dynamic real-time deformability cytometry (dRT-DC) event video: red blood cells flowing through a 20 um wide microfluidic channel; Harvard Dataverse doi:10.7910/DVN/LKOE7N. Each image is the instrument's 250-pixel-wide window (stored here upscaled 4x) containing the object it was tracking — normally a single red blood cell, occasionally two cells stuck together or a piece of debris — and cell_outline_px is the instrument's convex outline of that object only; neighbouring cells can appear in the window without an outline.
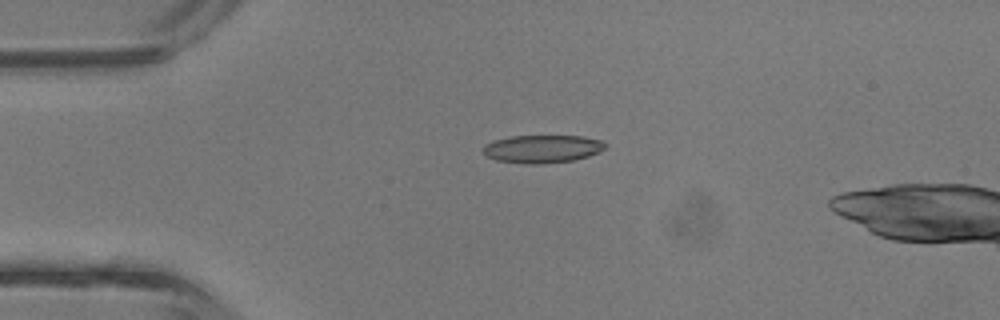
{"species": "common noctule bat (a hibernating species)", "species_latin": "Nyctalus noctula", "temperature_condition": "room temperature", "stored_images_in_passage": 3, "camera_frame_rate_fps": 3000, "um_per_image_px": 0.085, "animal": {"sex": "male", "body_mass_g": 13.3}, "frame": {"image": 1, "passage_image": 1, "time_ms": 0.0, "image_size_px": [1000, 320], "cell_outline_px": [[608, 144], [600, 152], [588, 156], [572, 160], [540, 164], [528, 164], [496, 160], [488, 156], [484, 152], [484, 144], [496, 140], [512, 136], [584, 136], [604, 140]], "centroid_in_image_um": [46.16, 12.64], "position_along_channel_um": 38.8, "area_um2": 19.83}}
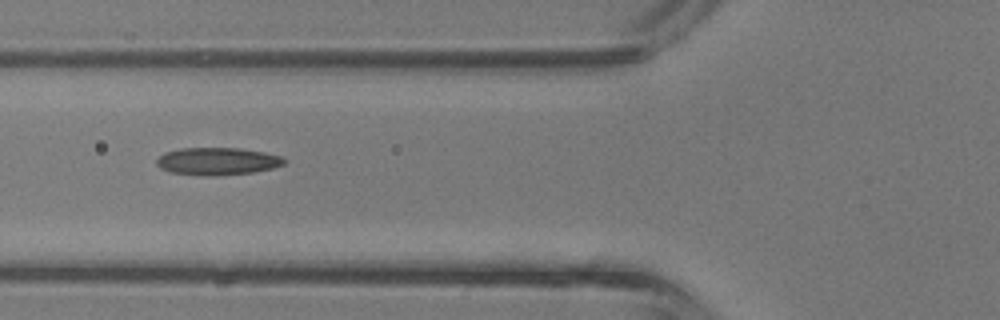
{"frame": {"image": 2, "passage_image": 3, "time_ms": 0.667, "image_size_px": [1000, 320], "cell_outline_px": [[288, 160], [284, 164], [272, 168], [252, 172], [204, 176], [172, 172], [160, 168], [156, 164], [156, 160], [164, 152], [180, 148], [240, 148], [264, 152], [280, 156]], "centroid_in_image_um": [18.47, 13.69], "position_along_channel_um": 107.3, "area_um2": 20.29}}